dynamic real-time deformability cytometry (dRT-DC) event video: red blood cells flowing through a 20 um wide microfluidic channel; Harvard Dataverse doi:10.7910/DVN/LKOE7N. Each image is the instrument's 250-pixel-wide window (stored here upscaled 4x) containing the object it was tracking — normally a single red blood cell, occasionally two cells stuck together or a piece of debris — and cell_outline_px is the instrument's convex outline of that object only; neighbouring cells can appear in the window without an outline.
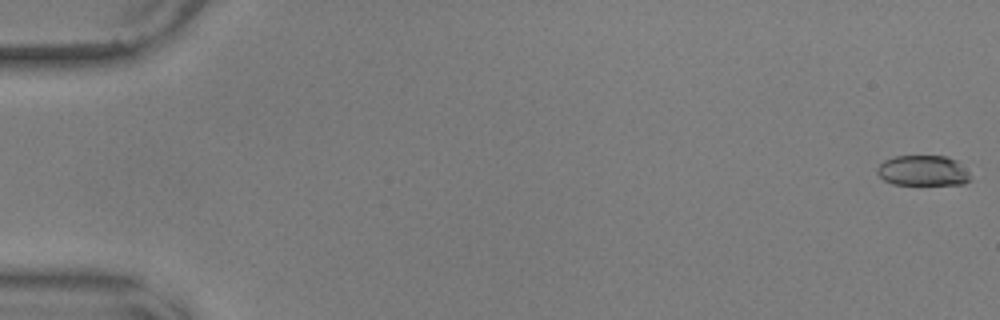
{"species": "common noctule bat (a hibernating species)", "species_latin": "Nyctalus noctula", "temperature_condition": "warm", "stored_images_in_passage": 56, "camera_frame_rate_fps": 3000, "um_per_image_px": 0.085, "animal": {"sex": "male", "body_mass_g": 17.9, "forearm_length_mm": 54.2}, "frame": {"image": 1, "passage_image": 1, "time_ms": 0.0, "image_size_px": [1000, 320], "cell_outline_px": [[972, 180], [964, 184], [892, 184], [884, 180], [876, 172], [876, 168], [884, 160], [896, 156], [948, 156], [956, 160], [972, 176]], "centroid_in_image_um": [78.46, 14.5], "position_along_channel_um": 6.5, "area_um2": 16.59}}
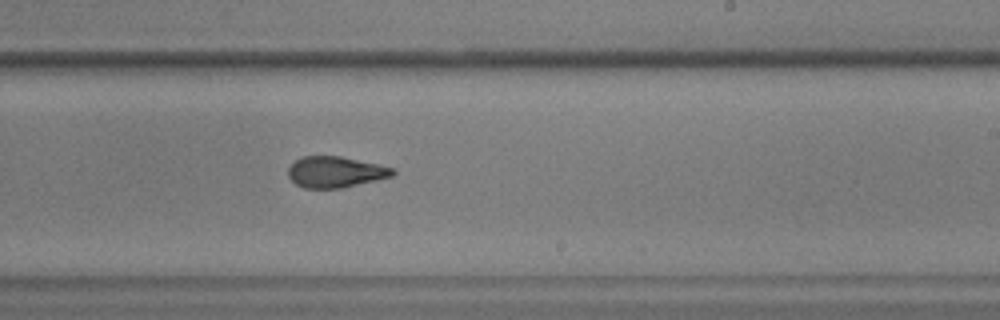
{"frame": {"image": 2, "passage_image": 35, "time_ms": 11.333, "image_size_px": [1000, 320], "cell_outline_px": [[396, 172], [392, 176], [376, 180], [340, 188], [304, 188], [296, 184], [288, 176], [288, 168], [296, 160], [304, 156], [340, 156], [380, 164], [396, 168]], "centroid_in_image_um": [28.54, 14.61], "position_along_channel_um": 260.5, "area_um2": 18.9}}
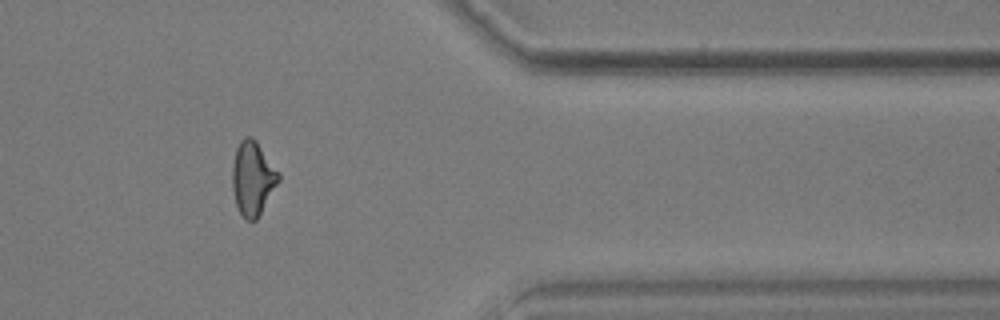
{"frame": {"image": 3, "passage_image": 47, "time_ms": 15.333, "image_size_px": [1000, 320], "cell_outline_px": [[280, 180], [256, 220], [244, 220], [236, 204], [232, 188], [232, 164], [236, 148], [240, 140], [244, 136], [252, 136], [256, 140], [280, 172]], "centroid_in_image_um": [21.48, 15.12], "position_along_channel_um": 389.9, "area_um2": 20.11}, "authors_computed_cell_mechanics": {"area_um2": 19.3052, "velocity_mm_per_s": 3.6474, "shape_relaxation_time_tau1_ms": 9.8013, "shape_relaxation_time_tau2_ms": 2.1337, "deformation_change_tau1": 0.2534, "deformation_change_tau2": 0.0942}}